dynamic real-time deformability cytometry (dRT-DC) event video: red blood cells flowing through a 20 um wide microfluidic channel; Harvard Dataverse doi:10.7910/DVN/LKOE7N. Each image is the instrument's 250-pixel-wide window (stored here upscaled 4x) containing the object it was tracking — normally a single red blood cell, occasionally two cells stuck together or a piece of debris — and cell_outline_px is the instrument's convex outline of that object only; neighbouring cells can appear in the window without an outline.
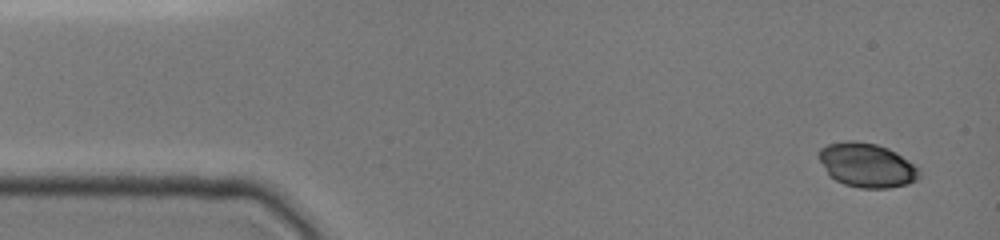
{"species": "common noctule bat (a hibernating species)", "species_latin": "Nyctalus noctula", "temperature_condition": "cold", "stored_images_in_passage": 50, "camera_frame_rate_fps": 3000, "um_per_image_px": 0.085, "animal": {"sex": "female", "body_mass_g": 19.0, "forearm_length_mm": 51.5}, "frame": {"image": 1, "passage_image": 2, "time_ms": 0.333, "image_size_px": [1000, 240], "cell_outline_px": [[920, 176], [916, 180], [908, 184], [888, 188], [860, 188], [844, 184], [836, 180], [828, 172], [820, 160], [816, 152], [820, 148], [828, 144], [844, 140], [856, 140], [876, 144], [888, 148], [896, 152], [920, 168]], "centroid_in_image_um": [73.7, 14.02], "position_along_channel_um": 11.3, "area_um2": 25.95}}
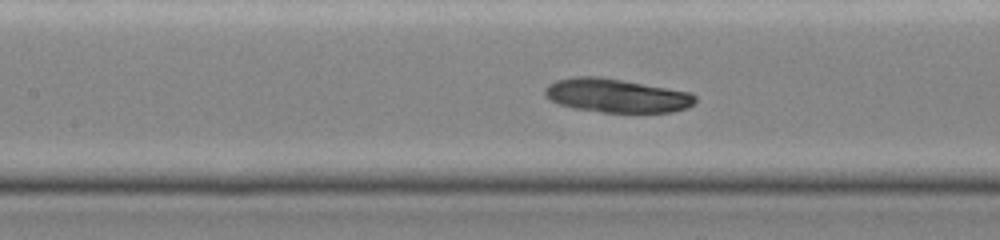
{"frame": {"image": 2, "passage_image": 22, "time_ms": 6.667, "image_size_px": [1000, 240], "cell_outline_px": [[696, 100], [688, 108], [672, 112], [604, 112], [576, 108], [560, 104], [544, 96], [544, 88], [548, 84], [556, 80], [572, 76], [600, 76], [692, 92], [696, 96]], "centroid_in_image_um": [52.41, 8.11], "position_along_channel_um": 155.0, "area_um2": 29.65}}
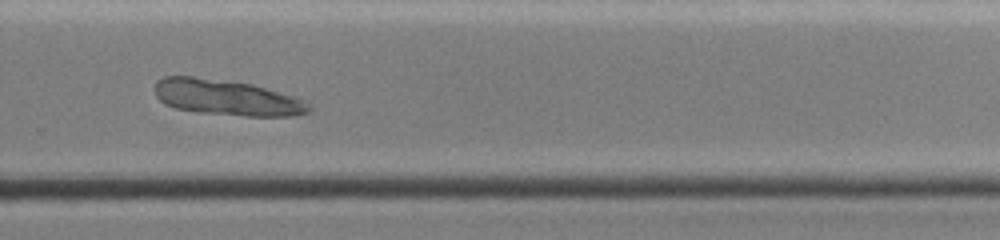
{"frame": {"image": 3, "passage_image": 34, "time_ms": 10.667, "image_size_px": [1000, 240], "cell_outline_px": [[312, 108], [308, 112], [292, 116], [248, 116], [204, 112], [176, 108], [164, 104], [156, 96], [152, 88], [156, 80], [164, 76], [192, 76], [252, 84], [292, 96], [308, 104]], "centroid_in_image_um": [19.19, 8.28], "position_along_channel_um": 310.6, "area_um2": 31.73}}